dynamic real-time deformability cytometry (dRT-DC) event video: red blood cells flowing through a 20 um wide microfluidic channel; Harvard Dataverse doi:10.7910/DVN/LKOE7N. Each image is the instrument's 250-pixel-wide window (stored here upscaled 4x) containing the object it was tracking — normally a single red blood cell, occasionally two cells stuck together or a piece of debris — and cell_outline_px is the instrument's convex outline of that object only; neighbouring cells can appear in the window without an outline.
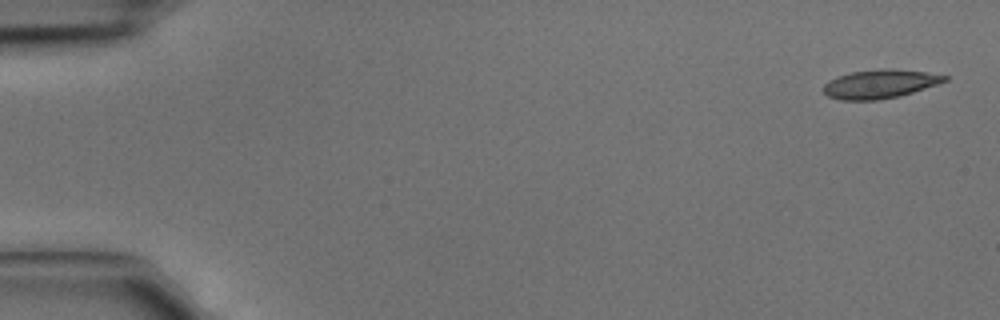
{"species": "common noctule bat (a hibernating species)", "species_latin": "Nyctalus noctula", "temperature_condition": "cold", "stored_images_in_passage": 3, "camera_frame_rate_fps": 3000, "um_per_image_px": 0.085, "animal": {"sex": "male", "body_mass_g": 15.6}, "frame": {"image": 1, "passage_image": 1, "time_ms": 0.0, "image_size_px": [1000, 320], "cell_outline_px": [[948, 80], [900, 96], [876, 100], [840, 100], [828, 96], [824, 92], [824, 84], [828, 80], [836, 76], [852, 72], [884, 68], [892, 68], [924, 72], [948, 76]], "centroid_in_image_um": [74.75, 7.13], "position_along_channel_um": 10.2, "area_um2": 20.17}}